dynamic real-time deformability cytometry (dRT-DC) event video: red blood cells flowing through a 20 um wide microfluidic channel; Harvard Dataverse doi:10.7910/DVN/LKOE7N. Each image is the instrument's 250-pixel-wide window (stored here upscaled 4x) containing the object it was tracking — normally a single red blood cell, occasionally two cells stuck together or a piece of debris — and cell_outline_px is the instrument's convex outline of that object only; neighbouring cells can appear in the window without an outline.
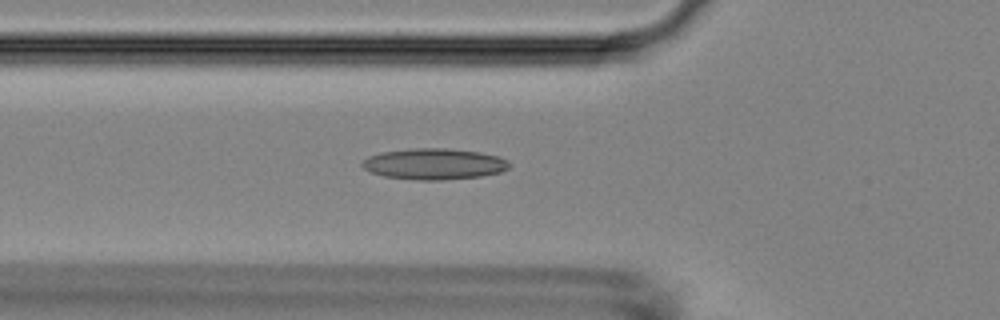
{"species": "Egyptian fruit bat (a non-hibernating species)", "species_latin": "Rousettus aegyptiacus", "temperature_condition": "room temperature", "stored_images_in_passage": 48, "camera_frame_rate_fps": 3000, "um_per_image_px": 0.085, "animal": {"sex": "female"}, "frame": {"image": 1, "passage_image": 15, "time_ms": 4.667, "image_size_px": [1000, 320], "cell_outline_px": [[512, 164], [508, 168], [500, 172], [480, 176], [444, 180], [416, 180], [384, 176], [372, 172], [364, 168], [360, 164], [368, 156], [380, 152], [416, 148], [448, 148], [480, 152], [500, 156], [508, 160]], "centroid_in_image_um": [36.93, 13.93], "position_along_channel_um": 88.9, "area_um2": 26.76}}
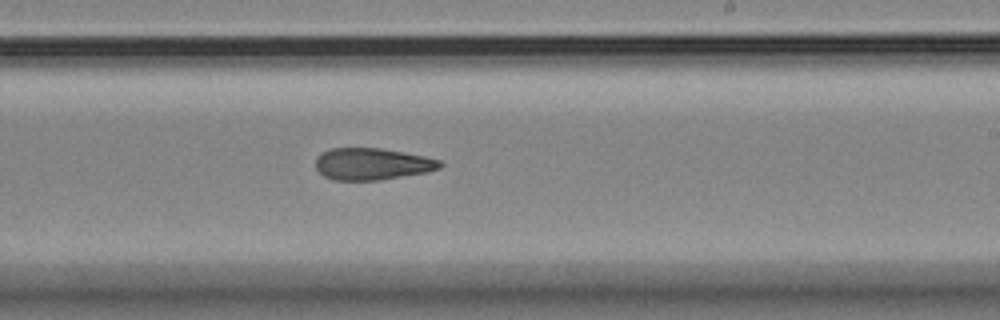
{"frame": {"image": 2, "passage_image": 28, "time_ms": 9.0, "image_size_px": [1000, 320], "cell_outline_px": [[444, 164], [440, 168], [428, 172], [380, 180], [332, 180], [324, 176], [316, 168], [316, 156], [320, 152], [332, 148], [380, 148], [404, 152], [424, 156], [440, 160]], "centroid_in_image_um": [31.63, 13.93], "position_along_channel_um": 257.4, "area_um2": 23.24}}
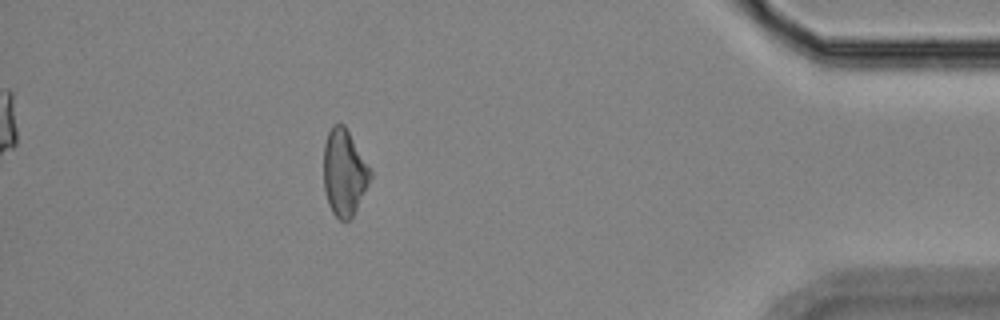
{"frame": {"image": 3, "passage_image": 43, "time_ms": 14.0, "image_size_px": [1000, 320], "cell_outline_px": [[372, 176], [352, 216], [348, 220], [340, 220], [332, 212], [328, 204], [324, 188], [324, 144], [328, 132], [332, 124], [344, 124], [372, 172]], "centroid_in_image_um": [29.24, 14.65], "position_along_channel_um": 406.0, "area_um2": 23.12}, "authors_computed_cell_mechanics": {"area_um2": 23.8714, "velocity_mm_per_s": 3.8718, "shape_relaxation_time_tau1_ms": null, "shape_relaxation_time_tau2_ms": 10.935, "deformation_change_tau1": null, "deformation_change_tau2": 0.2568}}